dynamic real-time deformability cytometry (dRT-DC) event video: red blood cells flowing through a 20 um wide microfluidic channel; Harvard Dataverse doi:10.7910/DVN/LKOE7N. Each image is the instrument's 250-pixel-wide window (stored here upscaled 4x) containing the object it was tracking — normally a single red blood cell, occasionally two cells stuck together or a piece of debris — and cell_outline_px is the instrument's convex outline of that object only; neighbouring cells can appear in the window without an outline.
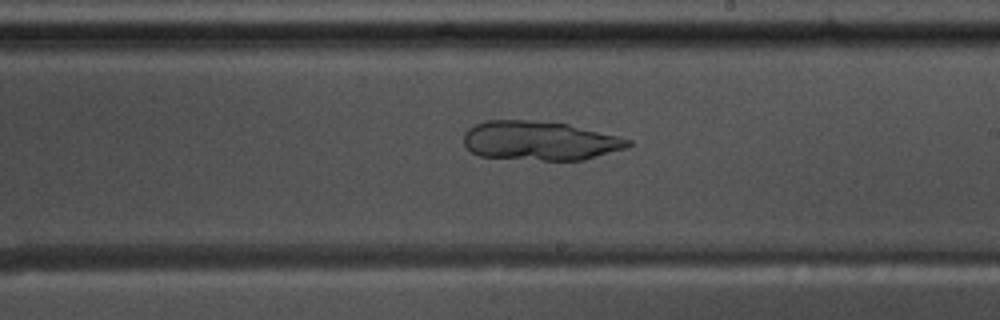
{"species": "common noctule bat (a hibernating species)", "species_latin": "Nyctalus noctula", "temperature_condition": "warm", "stored_images_in_passage": 43, "camera_frame_rate_fps": 3000, "um_per_image_px": 0.085, "animal": {"sex": "male", "body_mass_g": 17.5, "forearm_length_mm": 52.3}, "frame": {"image": 1, "passage_image": 20, "time_ms": 6.333, "image_size_px": [1000, 320], "cell_outline_px": [[632, 144], [628, 148], [584, 160], [540, 160], [480, 156], [472, 152], [464, 144], [464, 132], [468, 128], [484, 120], [528, 120], [568, 124], [620, 136], [632, 140]], "centroid_in_image_um": [45.91, 11.96], "position_along_channel_um": 243.1, "area_um2": 37.69}}
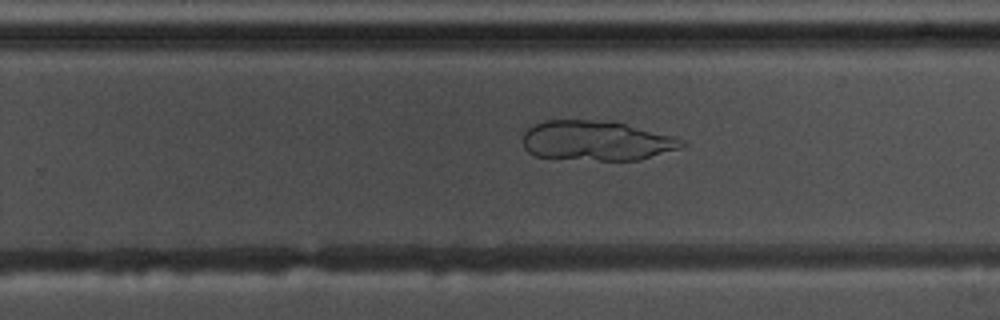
{"frame": {"image": 2, "passage_image": 23, "time_ms": 7.333, "image_size_px": [1000, 320], "cell_outline_px": [[688, 144], [680, 148], [640, 160], [600, 160], [536, 156], [528, 152], [524, 148], [524, 132], [532, 124], [544, 120], [588, 120], [624, 124], [672, 136]], "centroid_in_image_um": [50.66, 11.96], "position_along_channel_um": 279.1, "area_um2": 36.36}}